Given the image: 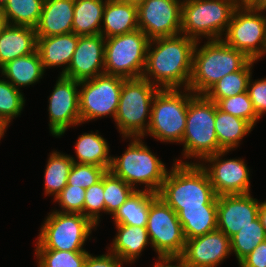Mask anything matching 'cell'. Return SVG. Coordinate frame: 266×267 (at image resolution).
I'll use <instances>...</instances> for the list:
<instances>
[{
    "instance_id": "obj_1",
    "label": "cell",
    "mask_w": 266,
    "mask_h": 267,
    "mask_svg": "<svg viewBox=\"0 0 266 267\" xmlns=\"http://www.w3.org/2000/svg\"><path fill=\"white\" fill-rule=\"evenodd\" d=\"M182 35L156 38L149 42L142 77L159 89H179L181 85L188 89L196 41ZM153 45L156 47L152 48Z\"/></svg>"
},
{
    "instance_id": "obj_2",
    "label": "cell",
    "mask_w": 266,
    "mask_h": 267,
    "mask_svg": "<svg viewBox=\"0 0 266 267\" xmlns=\"http://www.w3.org/2000/svg\"><path fill=\"white\" fill-rule=\"evenodd\" d=\"M174 166V167H173ZM157 193L177 214L183 208L217 205V196L206 171L199 163L176 159Z\"/></svg>"
},
{
    "instance_id": "obj_3",
    "label": "cell",
    "mask_w": 266,
    "mask_h": 267,
    "mask_svg": "<svg viewBox=\"0 0 266 267\" xmlns=\"http://www.w3.org/2000/svg\"><path fill=\"white\" fill-rule=\"evenodd\" d=\"M193 50L192 75L188 89L204 94L227 74L241 70L250 59L241 51L228 46L222 39L209 40ZM199 49V50H198Z\"/></svg>"
},
{
    "instance_id": "obj_4",
    "label": "cell",
    "mask_w": 266,
    "mask_h": 267,
    "mask_svg": "<svg viewBox=\"0 0 266 267\" xmlns=\"http://www.w3.org/2000/svg\"><path fill=\"white\" fill-rule=\"evenodd\" d=\"M158 90V87L143 77L124 80L114 120L125 139L145 136L152 103Z\"/></svg>"
},
{
    "instance_id": "obj_5",
    "label": "cell",
    "mask_w": 266,
    "mask_h": 267,
    "mask_svg": "<svg viewBox=\"0 0 266 267\" xmlns=\"http://www.w3.org/2000/svg\"><path fill=\"white\" fill-rule=\"evenodd\" d=\"M131 141L121 157L111 158L109 171L122 178L134 190L135 184L141 183L146 185L144 191L157 194L167 175V168L143 144L141 137H135Z\"/></svg>"
},
{
    "instance_id": "obj_6",
    "label": "cell",
    "mask_w": 266,
    "mask_h": 267,
    "mask_svg": "<svg viewBox=\"0 0 266 267\" xmlns=\"http://www.w3.org/2000/svg\"><path fill=\"white\" fill-rule=\"evenodd\" d=\"M236 8L235 0H183L181 34L195 41L223 39Z\"/></svg>"
},
{
    "instance_id": "obj_7",
    "label": "cell",
    "mask_w": 266,
    "mask_h": 267,
    "mask_svg": "<svg viewBox=\"0 0 266 267\" xmlns=\"http://www.w3.org/2000/svg\"><path fill=\"white\" fill-rule=\"evenodd\" d=\"M216 103L204 94H194L189 99L186 128L181 143L185 158H205L219 152L215 132Z\"/></svg>"
},
{
    "instance_id": "obj_8",
    "label": "cell",
    "mask_w": 266,
    "mask_h": 267,
    "mask_svg": "<svg viewBox=\"0 0 266 267\" xmlns=\"http://www.w3.org/2000/svg\"><path fill=\"white\" fill-rule=\"evenodd\" d=\"M179 90L159 89L154 96L146 134L149 133L158 141L173 143L182 141L189 99L193 92L189 89H184L185 93Z\"/></svg>"
},
{
    "instance_id": "obj_9",
    "label": "cell",
    "mask_w": 266,
    "mask_h": 267,
    "mask_svg": "<svg viewBox=\"0 0 266 267\" xmlns=\"http://www.w3.org/2000/svg\"><path fill=\"white\" fill-rule=\"evenodd\" d=\"M149 42L140 29L105 38L104 74L125 79L142 77Z\"/></svg>"
},
{
    "instance_id": "obj_10",
    "label": "cell",
    "mask_w": 266,
    "mask_h": 267,
    "mask_svg": "<svg viewBox=\"0 0 266 267\" xmlns=\"http://www.w3.org/2000/svg\"><path fill=\"white\" fill-rule=\"evenodd\" d=\"M42 225L36 249L60 251H86L85 241L96 228L95 224L80 213H64L58 210L49 213Z\"/></svg>"
},
{
    "instance_id": "obj_11",
    "label": "cell",
    "mask_w": 266,
    "mask_h": 267,
    "mask_svg": "<svg viewBox=\"0 0 266 267\" xmlns=\"http://www.w3.org/2000/svg\"><path fill=\"white\" fill-rule=\"evenodd\" d=\"M147 232L158 256H181L185 237L177 213L159 196L149 205Z\"/></svg>"
},
{
    "instance_id": "obj_12",
    "label": "cell",
    "mask_w": 266,
    "mask_h": 267,
    "mask_svg": "<svg viewBox=\"0 0 266 267\" xmlns=\"http://www.w3.org/2000/svg\"><path fill=\"white\" fill-rule=\"evenodd\" d=\"M224 35L228 46L257 61L266 50V16L252 8H236Z\"/></svg>"
},
{
    "instance_id": "obj_13",
    "label": "cell",
    "mask_w": 266,
    "mask_h": 267,
    "mask_svg": "<svg viewBox=\"0 0 266 267\" xmlns=\"http://www.w3.org/2000/svg\"><path fill=\"white\" fill-rule=\"evenodd\" d=\"M125 78L101 74L80 81L79 109L81 123L110 115L115 119Z\"/></svg>"
},
{
    "instance_id": "obj_14",
    "label": "cell",
    "mask_w": 266,
    "mask_h": 267,
    "mask_svg": "<svg viewBox=\"0 0 266 267\" xmlns=\"http://www.w3.org/2000/svg\"><path fill=\"white\" fill-rule=\"evenodd\" d=\"M181 0H144L138 6V25L152 40L181 34Z\"/></svg>"
},
{
    "instance_id": "obj_15",
    "label": "cell",
    "mask_w": 266,
    "mask_h": 267,
    "mask_svg": "<svg viewBox=\"0 0 266 267\" xmlns=\"http://www.w3.org/2000/svg\"><path fill=\"white\" fill-rule=\"evenodd\" d=\"M78 86L79 81L63 75L58 77L48 106L49 129L54 137H60L72 125L81 124Z\"/></svg>"
},
{
    "instance_id": "obj_16",
    "label": "cell",
    "mask_w": 266,
    "mask_h": 267,
    "mask_svg": "<svg viewBox=\"0 0 266 267\" xmlns=\"http://www.w3.org/2000/svg\"><path fill=\"white\" fill-rule=\"evenodd\" d=\"M228 151H220L204 159L211 166L205 167L216 196L250 193L249 169L242 159H224Z\"/></svg>"
},
{
    "instance_id": "obj_17",
    "label": "cell",
    "mask_w": 266,
    "mask_h": 267,
    "mask_svg": "<svg viewBox=\"0 0 266 267\" xmlns=\"http://www.w3.org/2000/svg\"><path fill=\"white\" fill-rule=\"evenodd\" d=\"M259 206L250 193L217 196V229L231 238L258 218Z\"/></svg>"
},
{
    "instance_id": "obj_18",
    "label": "cell",
    "mask_w": 266,
    "mask_h": 267,
    "mask_svg": "<svg viewBox=\"0 0 266 267\" xmlns=\"http://www.w3.org/2000/svg\"><path fill=\"white\" fill-rule=\"evenodd\" d=\"M104 52L103 35L79 36L68 69L61 75L80 82L104 74Z\"/></svg>"
},
{
    "instance_id": "obj_19",
    "label": "cell",
    "mask_w": 266,
    "mask_h": 267,
    "mask_svg": "<svg viewBox=\"0 0 266 267\" xmlns=\"http://www.w3.org/2000/svg\"><path fill=\"white\" fill-rule=\"evenodd\" d=\"M231 253L230 238L216 229L187 239L181 257L189 267H216Z\"/></svg>"
},
{
    "instance_id": "obj_20",
    "label": "cell",
    "mask_w": 266,
    "mask_h": 267,
    "mask_svg": "<svg viewBox=\"0 0 266 267\" xmlns=\"http://www.w3.org/2000/svg\"><path fill=\"white\" fill-rule=\"evenodd\" d=\"M74 0H44L38 24L37 37L67 34L72 32Z\"/></svg>"
},
{
    "instance_id": "obj_21",
    "label": "cell",
    "mask_w": 266,
    "mask_h": 267,
    "mask_svg": "<svg viewBox=\"0 0 266 267\" xmlns=\"http://www.w3.org/2000/svg\"><path fill=\"white\" fill-rule=\"evenodd\" d=\"M79 35L74 32L48 37H37V51L43 68L54 66L64 67L61 74L68 69L72 56L78 44Z\"/></svg>"
},
{
    "instance_id": "obj_22",
    "label": "cell",
    "mask_w": 266,
    "mask_h": 267,
    "mask_svg": "<svg viewBox=\"0 0 266 267\" xmlns=\"http://www.w3.org/2000/svg\"><path fill=\"white\" fill-rule=\"evenodd\" d=\"M36 49L35 28L8 25L0 35V68L15 58L32 54Z\"/></svg>"
},
{
    "instance_id": "obj_23",
    "label": "cell",
    "mask_w": 266,
    "mask_h": 267,
    "mask_svg": "<svg viewBox=\"0 0 266 267\" xmlns=\"http://www.w3.org/2000/svg\"><path fill=\"white\" fill-rule=\"evenodd\" d=\"M100 34L105 38L122 35L139 29L138 7L119 0H106Z\"/></svg>"
},
{
    "instance_id": "obj_24",
    "label": "cell",
    "mask_w": 266,
    "mask_h": 267,
    "mask_svg": "<svg viewBox=\"0 0 266 267\" xmlns=\"http://www.w3.org/2000/svg\"><path fill=\"white\" fill-rule=\"evenodd\" d=\"M118 230L110 252L124 263H132L151 242L146 227L115 224Z\"/></svg>"
},
{
    "instance_id": "obj_25",
    "label": "cell",
    "mask_w": 266,
    "mask_h": 267,
    "mask_svg": "<svg viewBox=\"0 0 266 267\" xmlns=\"http://www.w3.org/2000/svg\"><path fill=\"white\" fill-rule=\"evenodd\" d=\"M1 74L14 87H26L42 78L45 73L40 56L36 50L32 54L21 56L7 62L0 68Z\"/></svg>"
},
{
    "instance_id": "obj_26",
    "label": "cell",
    "mask_w": 266,
    "mask_h": 267,
    "mask_svg": "<svg viewBox=\"0 0 266 267\" xmlns=\"http://www.w3.org/2000/svg\"><path fill=\"white\" fill-rule=\"evenodd\" d=\"M177 215L185 240L205 235L217 229V205L183 208Z\"/></svg>"
},
{
    "instance_id": "obj_27",
    "label": "cell",
    "mask_w": 266,
    "mask_h": 267,
    "mask_svg": "<svg viewBox=\"0 0 266 267\" xmlns=\"http://www.w3.org/2000/svg\"><path fill=\"white\" fill-rule=\"evenodd\" d=\"M106 0H74L72 32L79 36L100 34Z\"/></svg>"
},
{
    "instance_id": "obj_28",
    "label": "cell",
    "mask_w": 266,
    "mask_h": 267,
    "mask_svg": "<svg viewBox=\"0 0 266 267\" xmlns=\"http://www.w3.org/2000/svg\"><path fill=\"white\" fill-rule=\"evenodd\" d=\"M252 128L246 120L224 113L216 105L215 132L218 138L219 152L231 151L237 147L239 141L251 132Z\"/></svg>"
},
{
    "instance_id": "obj_29",
    "label": "cell",
    "mask_w": 266,
    "mask_h": 267,
    "mask_svg": "<svg viewBox=\"0 0 266 267\" xmlns=\"http://www.w3.org/2000/svg\"><path fill=\"white\" fill-rule=\"evenodd\" d=\"M77 161L71 157L73 162L79 164H93L104 167L107 171L111 165L109 146L107 141L98 133H84L79 136L75 144Z\"/></svg>"
},
{
    "instance_id": "obj_30",
    "label": "cell",
    "mask_w": 266,
    "mask_h": 267,
    "mask_svg": "<svg viewBox=\"0 0 266 267\" xmlns=\"http://www.w3.org/2000/svg\"><path fill=\"white\" fill-rule=\"evenodd\" d=\"M156 196V193L136 189L113 215L114 224L146 227L149 205Z\"/></svg>"
},
{
    "instance_id": "obj_31",
    "label": "cell",
    "mask_w": 266,
    "mask_h": 267,
    "mask_svg": "<svg viewBox=\"0 0 266 267\" xmlns=\"http://www.w3.org/2000/svg\"><path fill=\"white\" fill-rule=\"evenodd\" d=\"M44 0H5L0 10L8 25L35 28L40 19Z\"/></svg>"
},
{
    "instance_id": "obj_32",
    "label": "cell",
    "mask_w": 266,
    "mask_h": 267,
    "mask_svg": "<svg viewBox=\"0 0 266 267\" xmlns=\"http://www.w3.org/2000/svg\"><path fill=\"white\" fill-rule=\"evenodd\" d=\"M254 62L256 61L250 60L241 70L225 75L214 83L204 95L216 103L219 99L247 92L248 81L252 76L251 68Z\"/></svg>"
},
{
    "instance_id": "obj_33",
    "label": "cell",
    "mask_w": 266,
    "mask_h": 267,
    "mask_svg": "<svg viewBox=\"0 0 266 267\" xmlns=\"http://www.w3.org/2000/svg\"><path fill=\"white\" fill-rule=\"evenodd\" d=\"M73 163L71 156L56 151L52 152L44 174L46 195L51 194L55 198L64 189Z\"/></svg>"
},
{
    "instance_id": "obj_34",
    "label": "cell",
    "mask_w": 266,
    "mask_h": 267,
    "mask_svg": "<svg viewBox=\"0 0 266 267\" xmlns=\"http://www.w3.org/2000/svg\"><path fill=\"white\" fill-rule=\"evenodd\" d=\"M266 240V232L259 218L254 220L230 238L231 252H234L238 263L250 254L261 242Z\"/></svg>"
},
{
    "instance_id": "obj_35",
    "label": "cell",
    "mask_w": 266,
    "mask_h": 267,
    "mask_svg": "<svg viewBox=\"0 0 266 267\" xmlns=\"http://www.w3.org/2000/svg\"><path fill=\"white\" fill-rule=\"evenodd\" d=\"M135 190L109 170L104 174L105 212L114 215Z\"/></svg>"
},
{
    "instance_id": "obj_36",
    "label": "cell",
    "mask_w": 266,
    "mask_h": 267,
    "mask_svg": "<svg viewBox=\"0 0 266 267\" xmlns=\"http://www.w3.org/2000/svg\"><path fill=\"white\" fill-rule=\"evenodd\" d=\"M39 267H84L87 251L35 249Z\"/></svg>"
},
{
    "instance_id": "obj_37",
    "label": "cell",
    "mask_w": 266,
    "mask_h": 267,
    "mask_svg": "<svg viewBox=\"0 0 266 267\" xmlns=\"http://www.w3.org/2000/svg\"><path fill=\"white\" fill-rule=\"evenodd\" d=\"M20 91L7 80L0 79V118L7 125L23 110L25 98Z\"/></svg>"
},
{
    "instance_id": "obj_38",
    "label": "cell",
    "mask_w": 266,
    "mask_h": 267,
    "mask_svg": "<svg viewBox=\"0 0 266 267\" xmlns=\"http://www.w3.org/2000/svg\"><path fill=\"white\" fill-rule=\"evenodd\" d=\"M216 105L222 112L246 120L252 127L255 126L259 119L248 91L233 97L219 99Z\"/></svg>"
},
{
    "instance_id": "obj_39",
    "label": "cell",
    "mask_w": 266,
    "mask_h": 267,
    "mask_svg": "<svg viewBox=\"0 0 266 267\" xmlns=\"http://www.w3.org/2000/svg\"><path fill=\"white\" fill-rule=\"evenodd\" d=\"M106 171L104 167L74 162L68 176L67 184L87 189L91 185L99 182Z\"/></svg>"
},
{
    "instance_id": "obj_40",
    "label": "cell",
    "mask_w": 266,
    "mask_h": 267,
    "mask_svg": "<svg viewBox=\"0 0 266 267\" xmlns=\"http://www.w3.org/2000/svg\"><path fill=\"white\" fill-rule=\"evenodd\" d=\"M100 211L105 212L104 175L99 182L91 185L85 191L84 216L97 226L100 221Z\"/></svg>"
},
{
    "instance_id": "obj_41",
    "label": "cell",
    "mask_w": 266,
    "mask_h": 267,
    "mask_svg": "<svg viewBox=\"0 0 266 267\" xmlns=\"http://www.w3.org/2000/svg\"><path fill=\"white\" fill-rule=\"evenodd\" d=\"M85 188L73 185H66L64 189L55 197L56 202L64 213H80L84 215Z\"/></svg>"
},
{
    "instance_id": "obj_42",
    "label": "cell",
    "mask_w": 266,
    "mask_h": 267,
    "mask_svg": "<svg viewBox=\"0 0 266 267\" xmlns=\"http://www.w3.org/2000/svg\"><path fill=\"white\" fill-rule=\"evenodd\" d=\"M251 77L248 81L247 91L250 96V100L253 103V107L256 111L258 118L266 113V78L251 81Z\"/></svg>"
},
{
    "instance_id": "obj_43",
    "label": "cell",
    "mask_w": 266,
    "mask_h": 267,
    "mask_svg": "<svg viewBox=\"0 0 266 267\" xmlns=\"http://www.w3.org/2000/svg\"><path fill=\"white\" fill-rule=\"evenodd\" d=\"M239 264L240 267H266V240L257 245Z\"/></svg>"
},
{
    "instance_id": "obj_44",
    "label": "cell",
    "mask_w": 266,
    "mask_h": 267,
    "mask_svg": "<svg viewBox=\"0 0 266 267\" xmlns=\"http://www.w3.org/2000/svg\"><path fill=\"white\" fill-rule=\"evenodd\" d=\"M122 264L123 261L112 252L97 257L88 253L84 267H122Z\"/></svg>"
},
{
    "instance_id": "obj_45",
    "label": "cell",
    "mask_w": 266,
    "mask_h": 267,
    "mask_svg": "<svg viewBox=\"0 0 266 267\" xmlns=\"http://www.w3.org/2000/svg\"><path fill=\"white\" fill-rule=\"evenodd\" d=\"M154 267H189L181 256H158ZM172 262L177 264L173 265Z\"/></svg>"
},
{
    "instance_id": "obj_46",
    "label": "cell",
    "mask_w": 266,
    "mask_h": 267,
    "mask_svg": "<svg viewBox=\"0 0 266 267\" xmlns=\"http://www.w3.org/2000/svg\"><path fill=\"white\" fill-rule=\"evenodd\" d=\"M258 218L266 232V201L260 202Z\"/></svg>"
},
{
    "instance_id": "obj_47",
    "label": "cell",
    "mask_w": 266,
    "mask_h": 267,
    "mask_svg": "<svg viewBox=\"0 0 266 267\" xmlns=\"http://www.w3.org/2000/svg\"><path fill=\"white\" fill-rule=\"evenodd\" d=\"M258 0H235L237 8H252Z\"/></svg>"
},
{
    "instance_id": "obj_48",
    "label": "cell",
    "mask_w": 266,
    "mask_h": 267,
    "mask_svg": "<svg viewBox=\"0 0 266 267\" xmlns=\"http://www.w3.org/2000/svg\"><path fill=\"white\" fill-rule=\"evenodd\" d=\"M253 10L261 11L262 13L266 11V0H258V2L252 7Z\"/></svg>"
},
{
    "instance_id": "obj_49",
    "label": "cell",
    "mask_w": 266,
    "mask_h": 267,
    "mask_svg": "<svg viewBox=\"0 0 266 267\" xmlns=\"http://www.w3.org/2000/svg\"><path fill=\"white\" fill-rule=\"evenodd\" d=\"M8 26V22L6 17L3 15L2 11L0 10V35L3 30Z\"/></svg>"
},
{
    "instance_id": "obj_50",
    "label": "cell",
    "mask_w": 266,
    "mask_h": 267,
    "mask_svg": "<svg viewBox=\"0 0 266 267\" xmlns=\"http://www.w3.org/2000/svg\"><path fill=\"white\" fill-rule=\"evenodd\" d=\"M8 125L0 118V139L3 137L4 132H6Z\"/></svg>"
},
{
    "instance_id": "obj_51",
    "label": "cell",
    "mask_w": 266,
    "mask_h": 267,
    "mask_svg": "<svg viewBox=\"0 0 266 267\" xmlns=\"http://www.w3.org/2000/svg\"><path fill=\"white\" fill-rule=\"evenodd\" d=\"M119 1L135 5L137 7L144 2V0H119Z\"/></svg>"
}]
</instances>
